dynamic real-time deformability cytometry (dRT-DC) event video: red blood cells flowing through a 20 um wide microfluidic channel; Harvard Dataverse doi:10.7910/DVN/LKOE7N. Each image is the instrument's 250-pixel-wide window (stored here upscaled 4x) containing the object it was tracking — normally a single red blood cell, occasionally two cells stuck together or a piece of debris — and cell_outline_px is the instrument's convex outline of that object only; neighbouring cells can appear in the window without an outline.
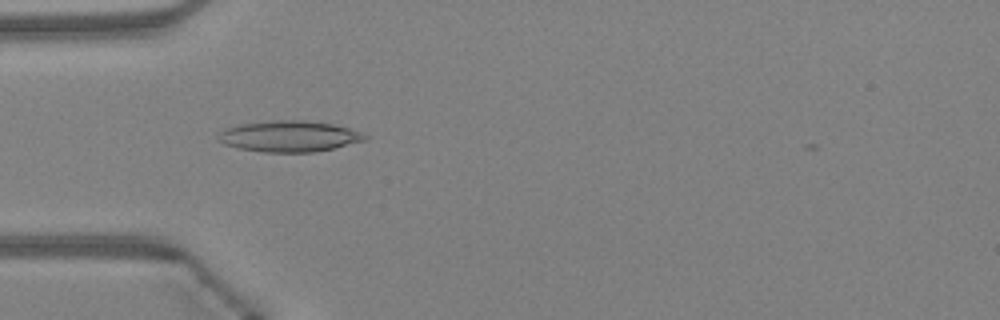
{"species": "Egyptian fruit bat (a non-hibernating species)", "species_latin": "Rousettus aegyptiacus", "temperature_condition": "warm", "stored_images_in_passage": 37, "camera_frame_rate_fps": 3000, "um_per_image_px": 0.085, "animal": {"sex": "female"}, "frame": {"image": 1, "passage_image": 5, "time_ms": 1.333, "image_size_px": [1000, 320], "cell_outline_px": [[368, 136], [364, 140], [316, 152], [264, 152], [240, 148], [224, 144], [216, 136], [224, 128], [240, 124], [272, 120], [304, 120], [332, 124], [348, 128], [360, 132]], "centroid_in_image_um": [24.54, 11.58], "position_along_channel_um": 60.5, "area_um2": 26.3}}
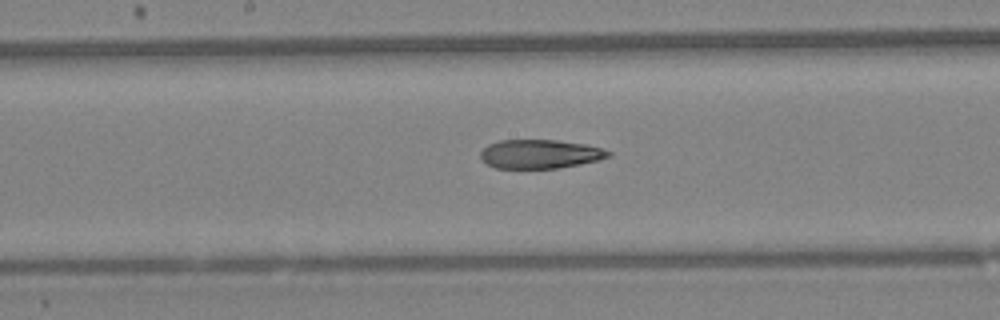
{"frame": {"image": 2, "passage_image": 15, "time_ms": 4.667, "image_size_px": [1000, 320], "cell_outline_px": [[612, 156], [580, 164], [560, 168], [496, 168], [488, 164], [480, 156], [480, 152], [488, 144], [500, 140], [556, 140], [584, 144], [600, 148], [612, 152]], "centroid_in_image_um": [45.9, 13.09], "position_along_channel_um": 202.3, "area_um2": 21.39}}
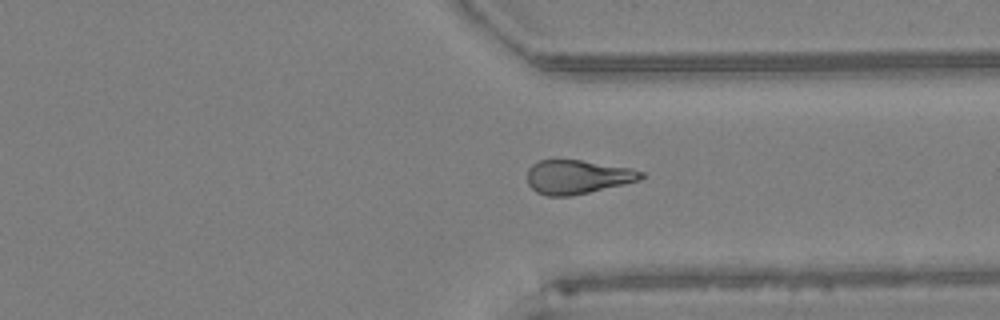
{"frame": {"image": 3, "passage_image": 26, "time_ms": 8.333, "image_size_px": [1000, 320], "cell_outline_px": [[648, 176], [640, 180], [624, 184], [572, 196], [548, 196], [536, 192], [528, 184], [528, 168], [532, 164], [540, 160], [580, 160], [632, 168], [644, 172]], "centroid_in_image_um": [49.12, 15.04], "position_along_channel_um": 362.3, "area_um2": 22.6}, "authors_computed_cell_mechanics": {"area_um2": 22.6576, "velocity_mm_per_s": 4.3436, "shape_relaxation_time_tau1_ms": null, "shape_relaxation_time_tau2_ms": 6.9032, "deformation_change_tau1": null, "deformation_change_tau2": 0.1934}}